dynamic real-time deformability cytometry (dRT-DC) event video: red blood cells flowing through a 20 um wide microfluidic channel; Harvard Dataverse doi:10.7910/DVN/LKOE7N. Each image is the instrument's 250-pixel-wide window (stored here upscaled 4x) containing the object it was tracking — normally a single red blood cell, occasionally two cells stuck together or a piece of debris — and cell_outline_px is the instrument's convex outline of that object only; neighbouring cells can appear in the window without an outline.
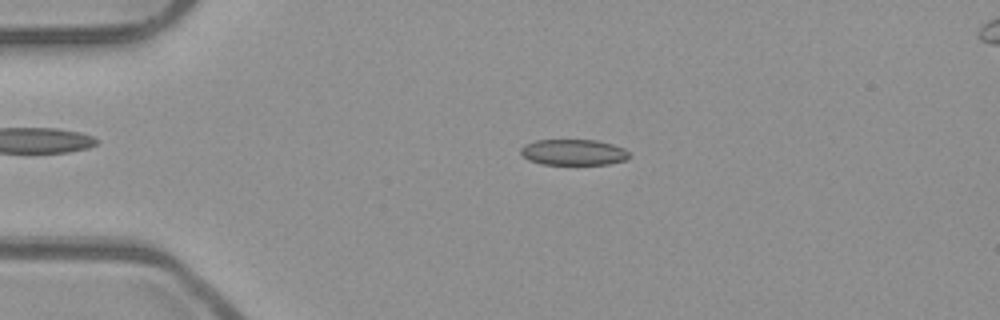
{"species": "common noctule bat (a hibernating species)", "species_latin": "Nyctalus noctula", "temperature_condition": "room temperature", "stored_images_in_passage": 53, "camera_frame_rate_fps": 3000, "um_per_image_px": 0.085, "animal": {"sex": "male", "body_mass_g": 23.1, "forearm_length_mm": 52.7}, "frame": {"image": 1, "passage_image": 12, "time_ms": 3.667, "image_size_px": [1000, 320], "cell_outline_px": [[628, 156], [624, 160], [608, 164], [540, 164], [528, 160], [520, 152], [520, 148], [524, 144], [536, 140], [596, 140], [612, 144], [624, 148], [628, 152]], "centroid_in_image_um": [48.7, 12.94], "position_along_channel_um": 36.3, "area_um2": 16.3}}
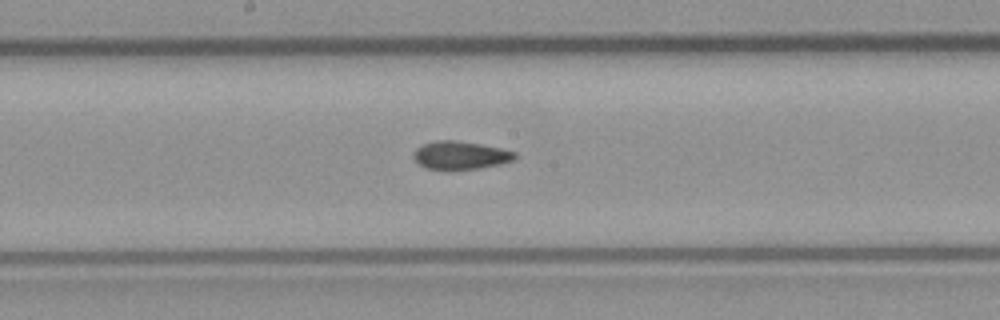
{"frame": {"image": 2, "passage_image": 28, "time_ms": 9.0, "image_size_px": [1000, 320], "cell_outline_px": [[516, 160], [500, 164], [480, 168], [444, 172], [424, 168], [412, 156], [412, 152], [416, 148], [424, 144], [436, 140], [456, 140], [480, 144], [500, 148], [516, 152]], "centroid_in_image_um": [39.1, 13.23], "position_along_channel_um": 209.1, "area_um2": 17.17}}
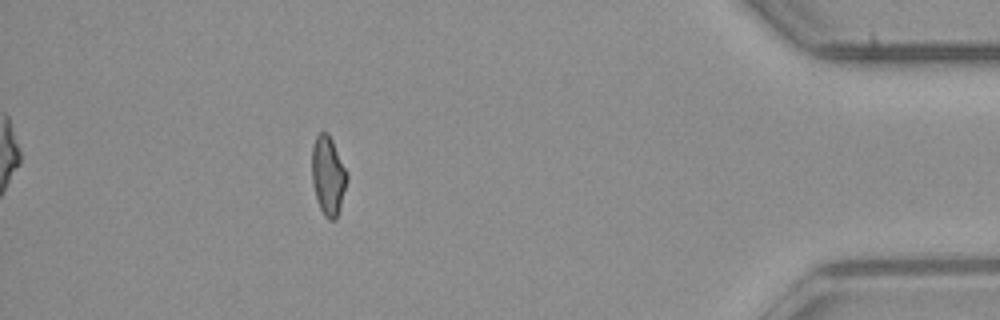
{"frame": {"image": 3, "passage_image": 47, "time_ms": 15.333, "image_size_px": [1000, 320], "cell_outline_px": [[348, 176], [340, 208], [336, 220], [328, 220], [324, 216], [320, 208], [312, 184], [312, 148], [316, 136], [320, 132], [328, 132], [348, 172]], "centroid_in_image_um": [27.89, 14.93], "position_along_channel_um": 407.3, "area_um2": 16.18}, "authors_computed_cell_mechanics": {"area_um2": 16.7042, "velocity_mm_per_s": 3.9621, "shape_relaxation_time_tau1_ms": null, "shape_relaxation_time_tau2_ms": 3.1527, "deformation_change_tau1": null, "deformation_change_tau2": 0.1025}}